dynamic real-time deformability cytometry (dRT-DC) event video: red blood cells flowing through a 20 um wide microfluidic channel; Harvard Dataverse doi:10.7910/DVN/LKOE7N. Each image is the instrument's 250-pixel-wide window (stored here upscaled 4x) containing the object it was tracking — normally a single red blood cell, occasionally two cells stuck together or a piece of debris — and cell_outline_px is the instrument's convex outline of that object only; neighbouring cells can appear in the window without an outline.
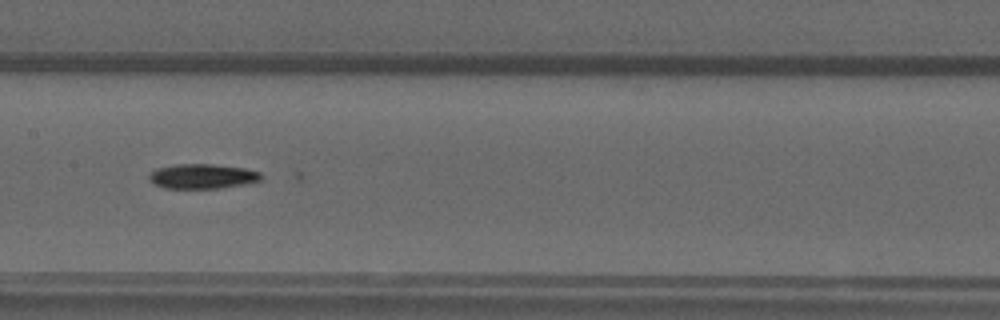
{"species": "common noctule bat (a hibernating species)", "species_latin": "Nyctalus noctula", "temperature_condition": "warm", "stored_images_in_passage": 52, "camera_frame_rate_fps": 3000, "um_per_image_px": 0.085, "animal": {"sex": "male", "forearm_length_mm": 52.5}, "frame": {"image": 1, "passage_image": 26, "time_ms": 8.333, "image_size_px": [1000, 320], "cell_outline_px": [[260, 180], [220, 188], [164, 188], [152, 184], [148, 180], [148, 176], [156, 168], [176, 164], [212, 164], [244, 168], [260, 172]], "centroid_in_image_um": [17.11, 14.98], "position_along_channel_um": 190.3, "area_um2": 16.01}}
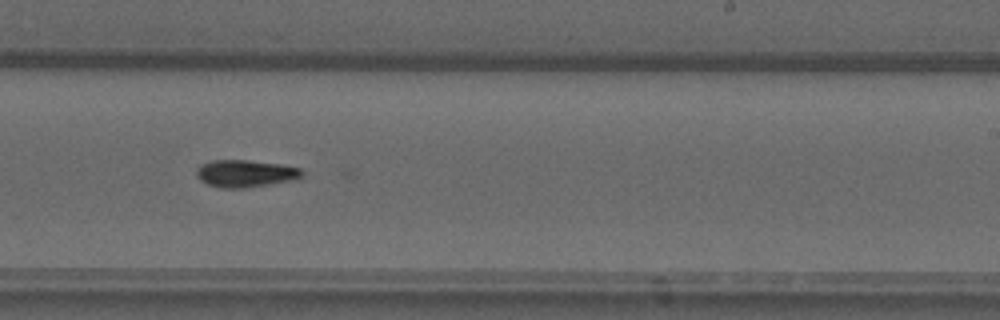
{"frame": {"image": 2, "passage_image": 32, "time_ms": 10.333, "image_size_px": [1000, 320], "cell_outline_px": [[304, 176], [296, 180], [244, 188], [220, 188], [208, 184], [200, 180], [196, 176], [196, 168], [200, 164], [212, 160], [248, 160], [280, 164], [300, 168], [304, 172]], "centroid_in_image_um": [20.86, 14.75], "position_along_channel_um": 268.1, "area_um2": 16.99}}
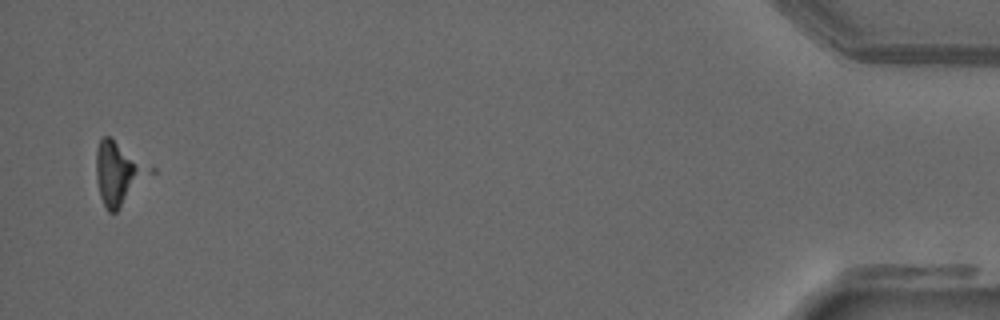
{"frame": {"image": 3, "passage_image": 51, "time_ms": 16.667, "image_size_px": [1000, 320], "cell_outline_px": [[140, 172], [116, 212], [108, 212], [100, 196], [96, 180], [96, 148], [100, 140], [104, 136], [108, 136], [140, 168]], "centroid_in_image_um": [9.68, 14.75], "position_along_channel_um": 425.5, "area_um2": 15.55}}